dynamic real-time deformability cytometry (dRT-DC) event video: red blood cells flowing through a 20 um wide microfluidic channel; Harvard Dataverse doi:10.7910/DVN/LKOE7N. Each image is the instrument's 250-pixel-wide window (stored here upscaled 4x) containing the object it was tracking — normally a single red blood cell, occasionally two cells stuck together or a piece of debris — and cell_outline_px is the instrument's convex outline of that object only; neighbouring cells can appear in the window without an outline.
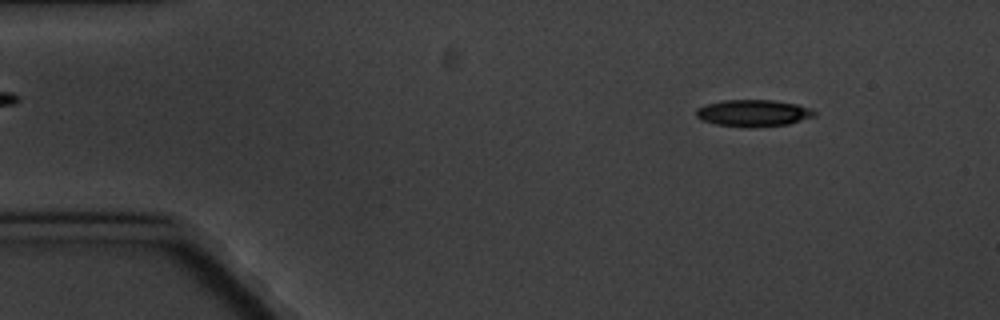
{"species": "common noctule bat (a hibernating species)", "species_latin": "Nyctalus noctula", "temperature_condition": "cold", "stored_images_in_passage": 5, "camera_frame_rate_fps": 3000, "um_per_image_px": 0.085, "animal": {"sex": "male", "body_mass_g": 20.1, "forearm_length_mm": 53.5}, "frame": {"image": 1, "passage_image": 1, "time_ms": 0.0, "image_size_px": [1000, 320], "cell_outline_px": [[816, 116], [788, 124], [748, 128], [716, 124], [700, 120], [696, 116], [696, 108], [704, 104], [724, 100], [772, 100], [796, 104], [812, 108], [816, 112]], "centroid_in_image_um": [64.01, 9.61], "position_along_channel_um": 21.0, "area_um2": 18.67}}
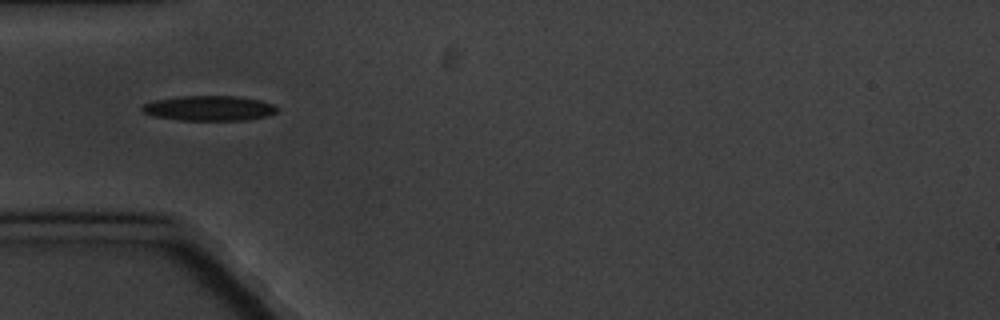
{"frame": {"image": 2, "passage_image": 4, "time_ms": 3.667, "image_size_px": [1000, 320], "cell_outline_px": [[280, 108], [276, 112], [264, 116], [244, 120], [180, 120], [152, 116], [144, 112], [140, 108], [144, 104], [156, 100], [180, 96], [236, 96], [260, 100], [276, 104]], "centroid_in_image_um": [17.8, 9.19], "position_along_channel_um": 67.2, "area_um2": 19.65}}